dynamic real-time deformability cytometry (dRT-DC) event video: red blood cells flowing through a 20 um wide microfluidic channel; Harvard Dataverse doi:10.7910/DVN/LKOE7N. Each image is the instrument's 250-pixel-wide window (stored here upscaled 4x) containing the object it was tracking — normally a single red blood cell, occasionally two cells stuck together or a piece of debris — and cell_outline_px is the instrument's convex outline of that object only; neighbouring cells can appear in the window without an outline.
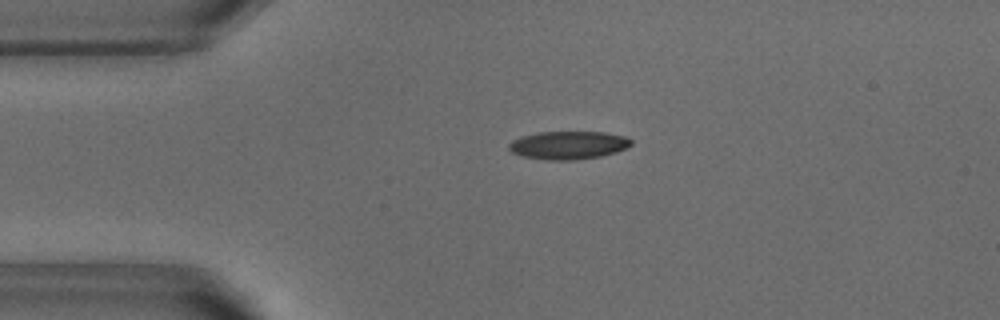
{"species": "common noctule bat (a hibernating species)", "species_latin": "Nyctalus noctula", "temperature_condition": "warm", "stored_images_in_passage": 40, "camera_frame_rate_fps": 3000, "um_per_image_px": 0.085, "animal": {"sex": "male", "body_mass_g": 18.8}, "frame": {"image": 1, "passage_image": 6, "time_ms": 1.667, "image_size_px": [1000, 320], "cell_outline_px": [[632, 144], [616, 152], [600, 156], [572, 160], [548, 160], [524, 156], [512, 152], [508, 148], [508, 144], [512, 140], [524, 136], [540, 132], [604, 132], [624, 136], [632, 140]], "centroid_in_image_um": [48.31, 12.33], "position_along_channel_um": 36.7, "area_um2": 19.77}}
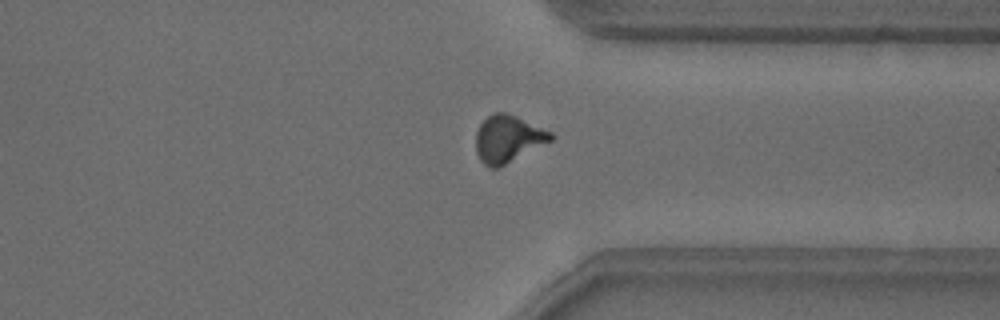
{"frame": {"image": 2, "passage_image": 34, "time_ms": 11.0, "image_size_px": [1000, 320], "cell_outline_px": [[556, 136], [552, 140], [500, 168], [488, 168], [480, 160], [476, 152], [476, 132], [480, 124], [492, 112], [508, 112], [552, 132]], "centroid_in_image_um": [43.18, 11.81], "position_along_channel_um": 368.2, "area_um2": 20.87}}
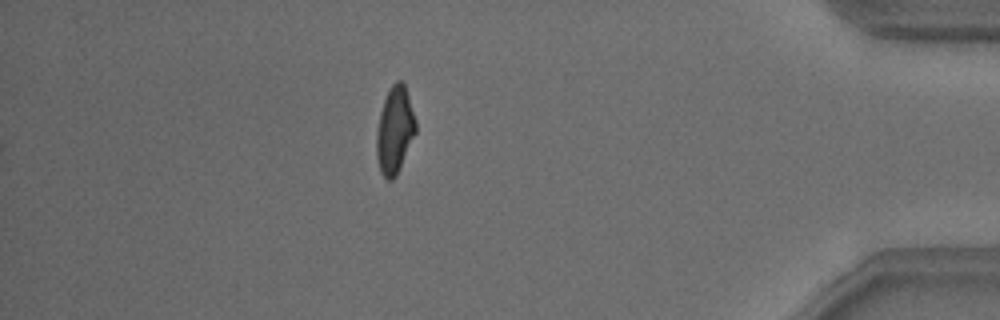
{"frame": {"image": 3, "passage_image": 40, "time_ms": 13.0, "image_size_px": [1000, 320], "cell_outline_px": [[416, 132], [396, 176], [392, 180], [388, 180], [380, 172], [376, 156], [376, 132], [380, 112], [388, 88], [396, 80], [400, 80], [404, 84], [416, 120]], "centroid_in_image_um": [33.54, 11.06], "position_along_channel_um": 401.7, "area_um2": 19.83}, "authors_computed_cell_mechanics": {"area_um2": 19.9699, "velocity_mm_per_s": 3.859, "shape_relaxation_time_tau1_ms": 5.8841, "shape_relaxation_time_tau2_ms": 1.4543, "deformation_change_tau1": 0.2023, "deformation_change_tau2": 0.0894}}